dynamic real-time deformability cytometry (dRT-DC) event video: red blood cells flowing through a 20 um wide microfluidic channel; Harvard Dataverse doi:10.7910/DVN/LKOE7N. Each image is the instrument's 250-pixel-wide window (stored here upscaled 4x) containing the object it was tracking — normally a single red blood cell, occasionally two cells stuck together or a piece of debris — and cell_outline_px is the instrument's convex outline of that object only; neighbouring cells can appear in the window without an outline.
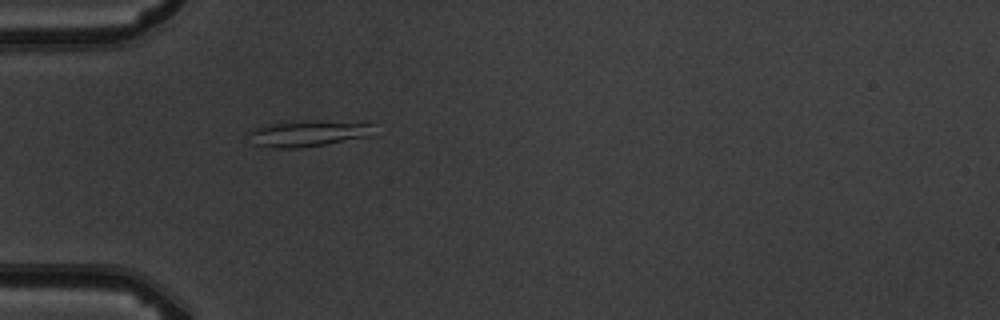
{"species": "common noctule bat (a hibernating species)", "species_latin": "Nyctalus noctula", "temperature_condition": "warm", "stored_images_in_passage": 1, "camera_frame_rate_fps": 3000, "um_per_image_px": 0.085, "animal": {"sex": "male", "body_mass_g": 19.5, "forearm_length_mm": 54.6}, "frame": {"image": 1, "passage_image": 1, "time_ms": 0.0, "image_size_px": [1000, 320], "cell_outline_px": [[372, 124], [368, 136], [324, 144], [300, 148], [272, 148], [252, 144], [248, 132], [256, 128], [272, 124]], "centroid_in_image_um": [26.0, 11.44], "position_along_channel_um": 59.0, "area_um2": 16.94}}